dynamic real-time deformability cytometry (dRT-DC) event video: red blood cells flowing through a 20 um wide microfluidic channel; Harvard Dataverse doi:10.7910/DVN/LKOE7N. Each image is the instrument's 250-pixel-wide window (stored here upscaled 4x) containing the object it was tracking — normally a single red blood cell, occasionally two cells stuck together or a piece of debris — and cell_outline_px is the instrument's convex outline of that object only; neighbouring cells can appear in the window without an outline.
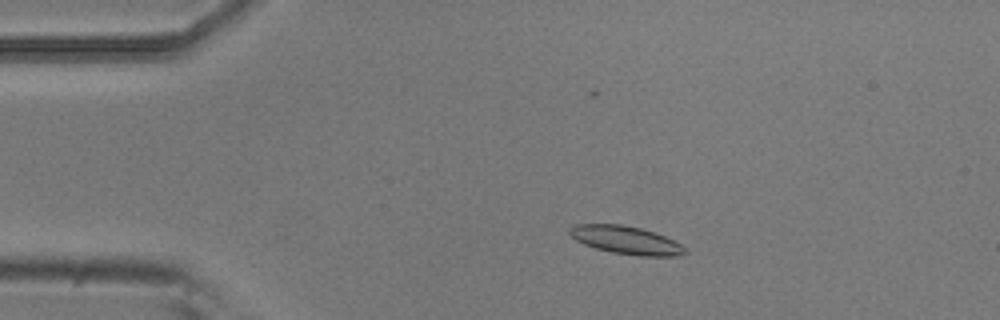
{"species": "common noctule bat (a hibernating species)", "species_latin": "Nyctalus noctula", "temperature_condition": "room temperature", "stored_images_in_passage": 10, "camera_frame_rate_fps": 3000, "um_per_image_px": 0.085, "animal": {"sex": "male", "body_mass_g": 20.5, "forearm_length_mm": 52.5}, "frame": {"image": 1, "passage_image": 3, "time_ms": 0.667, "image_size_px": [1000, 320], "cell_outline_px": [[688, 252], [680, 256], [640, 256], [612, 252], [596, 248], [584, 244], [576, 240], [568, 232], [568, 228], [576, 224], [620, 224], [640, 228], [656, 232], [680, 244]], "centroid_in_image_um": [53.21, 20.4], "position_along_channel_um": 31.8, "area_um2": 18.79}}
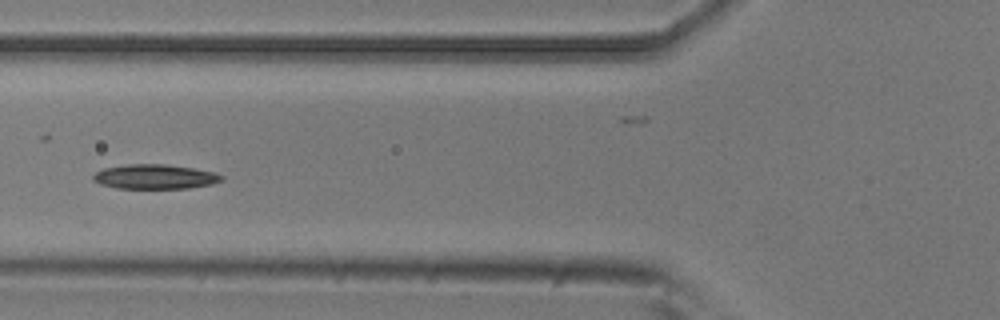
{"frame": {"image": 2, "passage_image": 6, "time_ms": 1.667, "image_size_px": [1000, 320], "cell_outline_px": [[224, 180], [212, 184], [188, 188], [116, 188], [100, 184], [92, 180], [92, 176], [96, 172], [104, 168], [128, 164], [164, 164], [192, 168], [212, 172], [224, 176]], "centroid_in_image_um": [13.15, 15.02], "position_along_channel_um": 112.7, "area_um2": 18.32}}
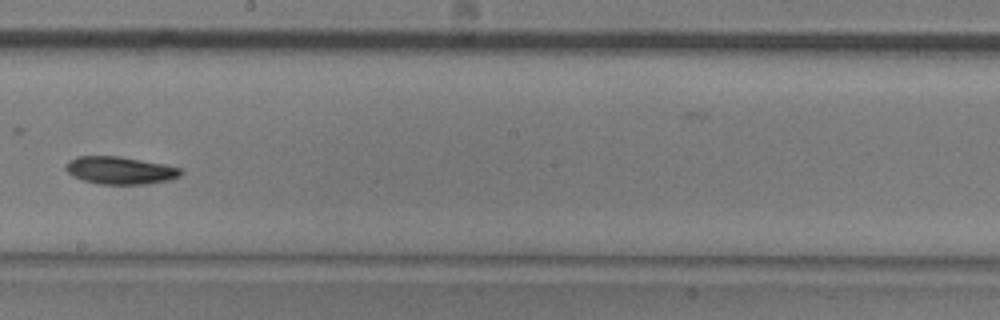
{"frame": {"image": 3, "passage_image": 9, "time_ms": 2.667, "image_size_px": [1000, 320], "cell_outline_px": [[184, 172], [180, 176], [168, 180], [148, 184], [96, 184], [72, 176], [64, 168], [68, 160], [76, 156], [120, 156], [164, 164], [180, 168]], "centroid_in_image_um": [10.19, 14.48], "position_along_channel_um": 238.0, "area_um2": 18.61}}